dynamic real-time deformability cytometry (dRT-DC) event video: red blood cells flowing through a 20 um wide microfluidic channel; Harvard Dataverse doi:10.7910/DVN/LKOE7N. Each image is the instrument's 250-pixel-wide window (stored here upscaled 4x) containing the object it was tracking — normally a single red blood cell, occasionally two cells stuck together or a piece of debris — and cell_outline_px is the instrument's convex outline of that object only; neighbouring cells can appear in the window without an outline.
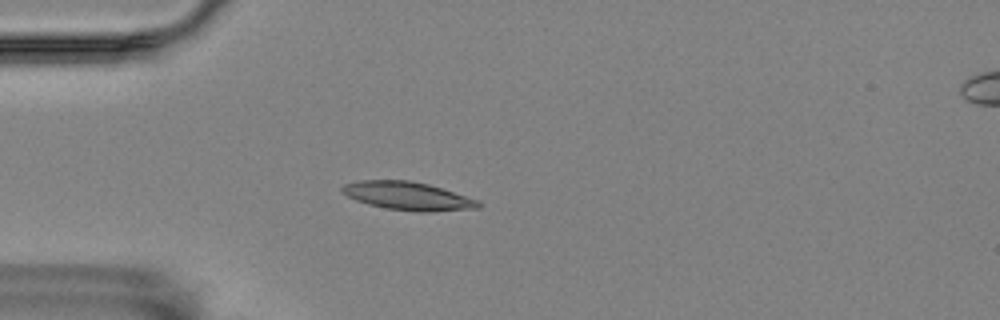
{"species": "Egyptian fruit bat (a non-hibernating species)", "species_latin": "Rousettus aegyptiacus", "temperature_condition": "room temperature", "stored_images_in_passage": 6, "camera_frame_rate_fps": 3000, "um_per_image_px": 0.085, "animal": {"sex": "female"}, "frame": {"image": 1, "passage_image": 5, "time_ms": 1.333, "image_size_px": [1000, 320], "cell_outline_px": [[480, 208], [432, 212], [416, 212], [384, 208], [368, 204], [356, 200], [340, 192], [340, 188], [344, 184], [360, 180], [412, 180], [428, 184], [480, 200]], "centroid_in_image_um": [34.66, 16.66], "position_along_channel_um": 50.3, "area_um2": 22.66}}